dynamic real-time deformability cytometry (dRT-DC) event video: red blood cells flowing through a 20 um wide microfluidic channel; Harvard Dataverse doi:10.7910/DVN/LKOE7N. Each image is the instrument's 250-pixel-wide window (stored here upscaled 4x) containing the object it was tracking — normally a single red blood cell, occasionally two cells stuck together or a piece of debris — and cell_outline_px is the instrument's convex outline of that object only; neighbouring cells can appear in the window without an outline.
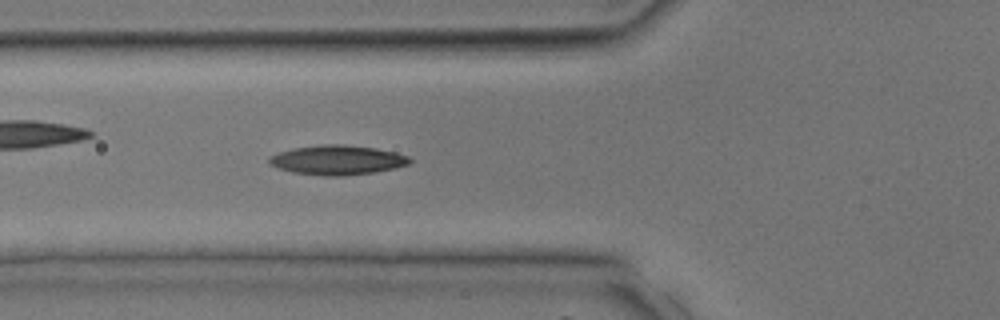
{"species": "common noctule bat (a hibernating species)", "species_latin": "Nyctalus noctula", "temperature_condition": "room temperature", "stored_images_in_passage": 29, "camera_frame_rate_fps": 3000, "um_per_image_px": 0.085, "animal": {"sex": "male", "body_mass_g": 17.9, "forearm_length_mm": 54.2}, "frame": {"image": 1, "passage_image": 5, "time_ms": 1.333, "image_size_px": [1000, 320], "cell_outline_px": [[412, 160], [408, 164], [392, 168], [372, 172], [336, 176], [328, 176], [292, 172], [268, 164], [268, 160], [272, 156], [280, 152], [292, 148], [324, 144], [344, 144], [376, 148], [396, 152], [408, 156]], "centroid_in_image_um": [28.67, 13.58], "position_along_channel_um": 97.1, "area_um2": 23.87}}
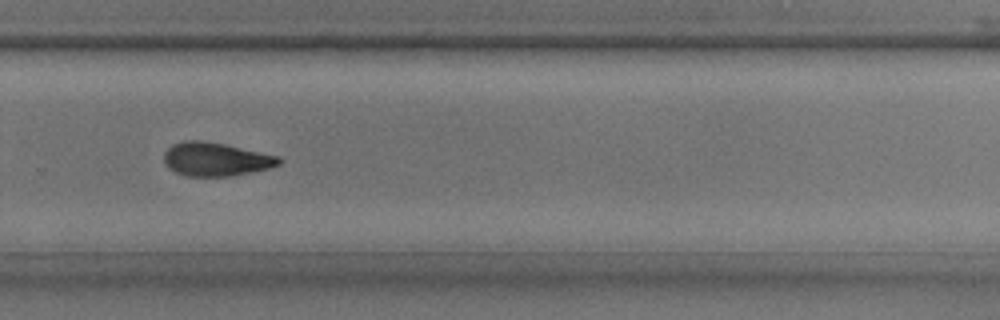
{"frame": {"image": 2, "passage_image": 17, "time_ms": 5.333, "image_size_px": [1000, 320], "cell_outline_px": [[284, 160], [280, 164], [268, 168], [228, 176], [188, 176], [176, 172], [168, 168], [164, 160], [164, 152], [172, 144], [184, 140], [204, 140], [224, 144], [280, 156]], "centroid_in_image_um": [18.33, 13.52], "position_along_channel_um": 311.5, "area_um2": 22.43}}
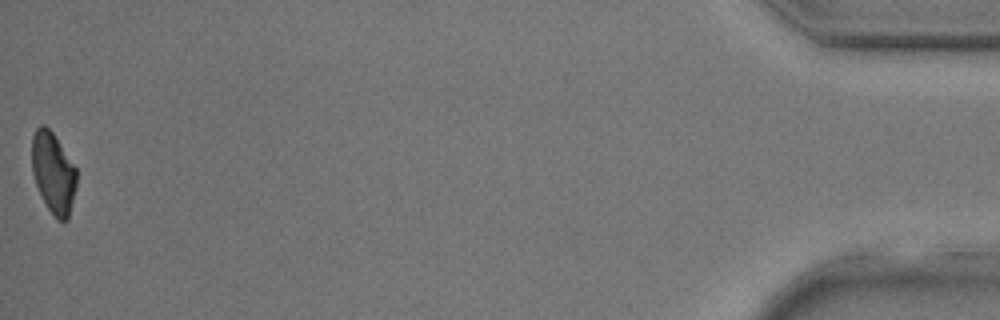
{"frame": {"image": 3, "passage_image": 29, "time_ms": 9.333, "image_size_px": [1000, 320], "cell_outline_px": [[76, 188], [68, 220], [56, 220], [48, 208], [36, 184], [32, 172], [32, 136], [36, 128], [40, 124], [44, 124], [52, 132], [76, 168]], "centroid_in_image_um": [4.52, 14.69], "position_along_channel_um": 430.7, "area_um2": 20.92}}